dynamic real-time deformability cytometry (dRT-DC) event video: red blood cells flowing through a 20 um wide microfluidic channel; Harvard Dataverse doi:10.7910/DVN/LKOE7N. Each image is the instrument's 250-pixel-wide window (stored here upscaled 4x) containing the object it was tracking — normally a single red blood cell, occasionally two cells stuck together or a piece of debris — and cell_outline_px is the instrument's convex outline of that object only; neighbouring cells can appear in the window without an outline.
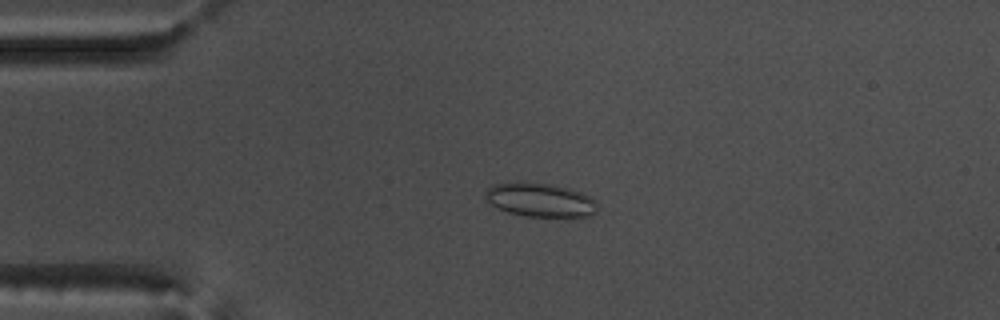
{"species": "common noctule bat (a hibernating species)", "species_latin": "Nyctalus noctula", "temperature_condition": "warm", "stored_images_in_passage": 47, "camera_frame_rate_fps": 3000, "um_per_image_px": 0.085, "animal": {"sex": "male", "body_mass_g": 17.5, "forearm_length_mm": 52.3}, "frame": {"image": 1, "passage_image": 5, "time_ms": 1.333, "image_size_px": [1000, 320], "cell_outline_px": [[596, 212], [592, 216], [524, 216], [508, 212], [496, 208], [484, 196], [484, 192], [488, 188], [496, 184], [552, 184], [580, 192], [592, 196], [596, 200]], "centroid_in_image_um": [45.95, 17.03], "position_along_channel_um": 39.0, "area_um2": 21.5}}
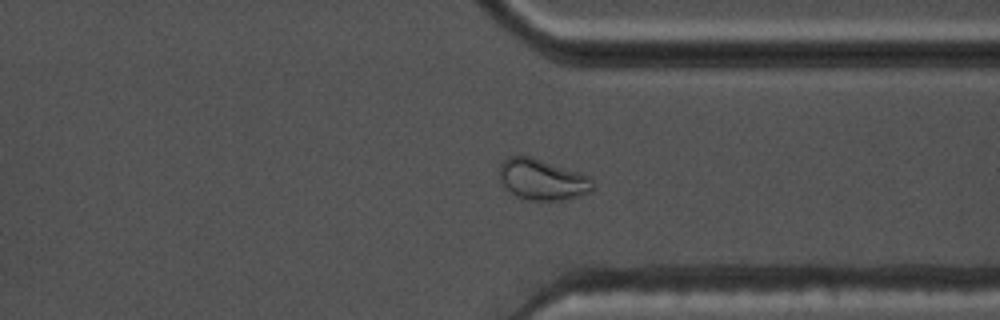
{"frame": {"image": 2, "passage_image": 34, "time_ms": 11.0, "image_size_px": [1000, 320], "cell_outline_px": [[596, 188], [592, 192], [580, 196], [560, 200], [528, 200], [516, 196], [504, 184], [500, 176], [500, 164], [508, 156], [532, 156], [580, 172], [588, 176], [592, 180]], "centroid_in_image_um": [46.16, 15.25], "position_along_channel_um": 365.2, "area_um2": 22.31}}
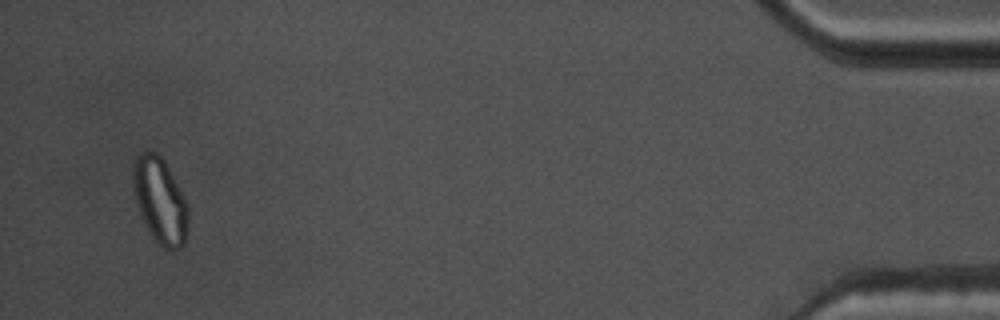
{"frame": {"image": 3, "passage_image": 45, "time_ms": 14.667, "image_size_px": [1000, 320], "cell_outline_px": [[188, 220], [184, 244], [180, 248], [172, 252], [164, 248], [148, 232], [140, 212], [136, 200], [132, 176], [132, 168], [136, 156], [140, 152], [156, 152], [164, 160], [188, 204]], "centroid_in_image_um": [13.61, 17.06], "position_along_channel_um": 421.6, "area_um2": 27.4}, "authors_computed_cell_mechanics": {"area_um2": 19.5942, "velocity_mm_per_s": 3.6931, "shape_relaxation_time_tau1_ms": null, "shape_relaxation_time_tau2_ms": 1.5181, "deformation_change_tau1": null, "deformation_change_tau2": 0.052}}